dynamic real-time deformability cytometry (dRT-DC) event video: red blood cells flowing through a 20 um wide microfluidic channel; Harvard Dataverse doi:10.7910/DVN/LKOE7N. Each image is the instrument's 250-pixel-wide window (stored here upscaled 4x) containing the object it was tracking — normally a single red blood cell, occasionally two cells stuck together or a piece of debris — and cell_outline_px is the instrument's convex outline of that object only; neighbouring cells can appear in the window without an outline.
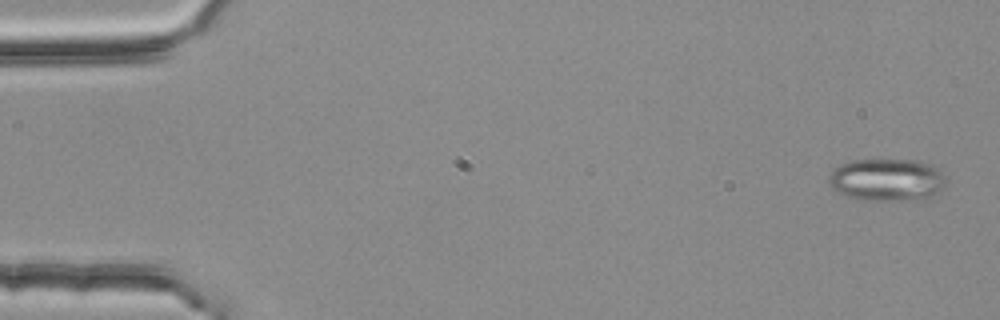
{"species": "common noctule bat (a hibernating species)", "species_latin": "Nyctalus noctula", "temperature_condition": "room temperature", "stored_images_in_passage": 3, "camera_frame_rate_fps": 3000, "um_per_image_px": 0.085, "animal": {"sex": "female", "body_mass_g": 25.1}, "frame": {"image": 1, "passage_image": 1, "time_ms": 0.0, "image_size_px": [1000, 320], "cell_outline_px": [[948, 180], [932, 196], [924, 200], [872, 200], [844, 196], [832, 188], [828, 184], [828, 176], [840, 164], [848, 160], [916, 160], [928, 164], [936, 168]], "centroid_in_image_um": [75.36, 15.29], "position_along_channel_um": 9.6, "area_um2": 28.96}}